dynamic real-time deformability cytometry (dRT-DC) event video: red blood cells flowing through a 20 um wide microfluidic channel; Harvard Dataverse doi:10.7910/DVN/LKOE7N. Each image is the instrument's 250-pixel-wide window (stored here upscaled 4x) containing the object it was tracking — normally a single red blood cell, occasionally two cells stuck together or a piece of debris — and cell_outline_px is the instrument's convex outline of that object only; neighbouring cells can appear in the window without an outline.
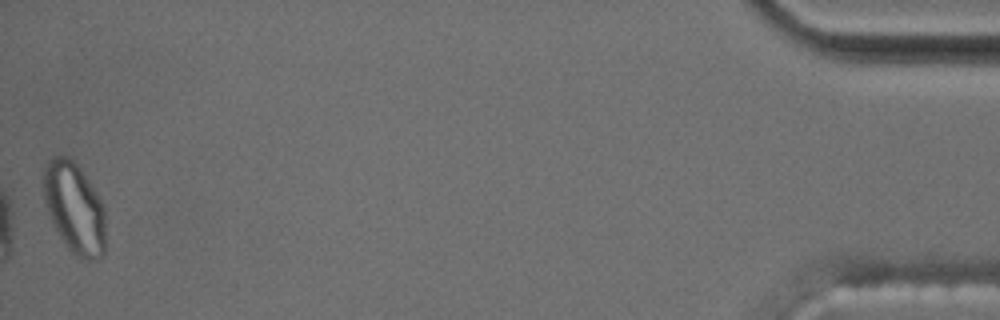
{"species": "common noctule bat (a hibernating species)", "species_latin": "Nyctalus noctula", "temperature_condition": "cold", "stored_images_in_passage": 40, "segment_of_instrument_passage": [2, 2], "camera_frame_rate_fps": 3000, "um_per_image_px": 0.085, "animal": {"sex": "male", "body_mass_g": 17.5, "forearm_length_mm": 52.3}, "frame": {"image": 1, "passage_image": 40, "time_ms": 13.0, "image_size_px": [1000, 320], "cell_outline_px": [[104, 256], [96, 260], [88, 260], [76, 256], [68, 248], [60, 236], [48, 212], [44, 200], [44, 168], [48, 160], [52, 156], [68, 156], [80, 168], [100, 196], [104, 208]], "centroid_in_image_um": [6.34, 17.67], "position_along_channel_um": 428.9, "area_um2": 32.71}}